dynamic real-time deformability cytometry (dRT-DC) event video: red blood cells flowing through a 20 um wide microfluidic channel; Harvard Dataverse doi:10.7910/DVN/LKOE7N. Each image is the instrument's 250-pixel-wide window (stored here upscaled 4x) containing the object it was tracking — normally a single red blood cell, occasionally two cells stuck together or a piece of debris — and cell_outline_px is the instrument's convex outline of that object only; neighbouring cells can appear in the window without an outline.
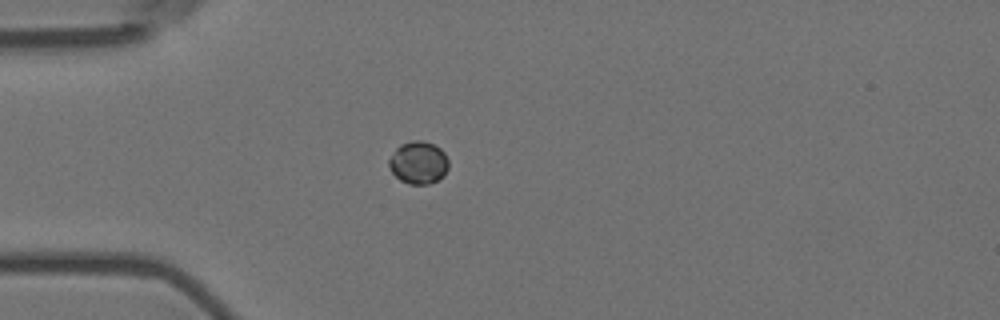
{"species": "Egyptian fruit bat (a non-hibernating species)", "species_latin": "Rousettus aegyptiacus", "temperature_condition": "room temperature", "stored_images_in_passage": 2, "camera_frame_rate_fps": 3000, "um_per_image_px": 0.085, "animal": {"sex": "female"}, "frame": {"image": 1, "passage_image": 1, "time_ms": 0.0, "image_size_px": [1000, 320], "cell_outline_px": [[448, 168], [444, 176], [428, 184], [408, 184], [400, 180], [392, 172], [388, 164], [388, 160], [396, 148], [400, 144], [412, 140], [424, 140], [440, 148], [444, 152], [448, 160]], "centroid_in_image_um": [35.56, 13.81], "position_along_channel_um": 49.4, "area_um2": 14.85}}